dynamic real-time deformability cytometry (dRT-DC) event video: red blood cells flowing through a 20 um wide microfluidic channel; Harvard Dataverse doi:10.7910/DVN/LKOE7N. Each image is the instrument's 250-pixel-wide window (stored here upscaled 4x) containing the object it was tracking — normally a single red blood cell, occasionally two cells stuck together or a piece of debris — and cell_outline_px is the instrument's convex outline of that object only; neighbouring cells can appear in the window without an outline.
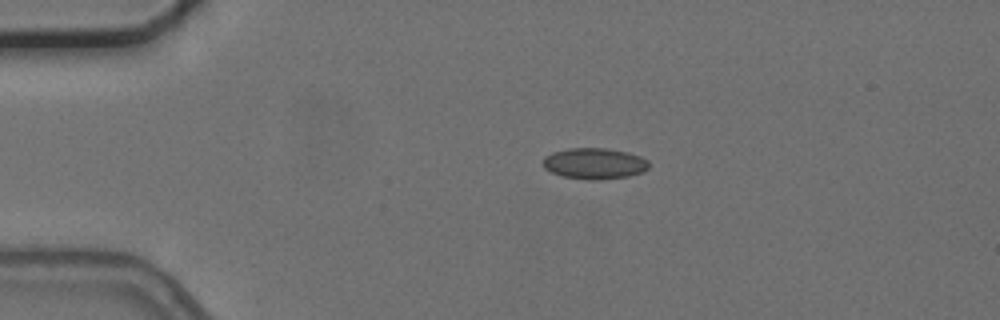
{"species": "common noctule bat (a hibernating species)", "species_latin": "Nyctalus noctula", "temperature_condition": "cold", "stored_images_in_passage": 44, "camera_frame_rate_fps": 3000, "um_per_image_px": 0.085, "animal": {"sex": "female", "body_mass_g": 24.6, "forearm_length_mm": 56.2}, "frame": {"image": 1, "passage_image": 1, "time_ms": 0.0, "image_size_px": [1000, 320], "cell_outline_px": [[648, 164], [640, 172], [624, 176], [568, 176], [556, 172], [548, 168], [544, 164], [544, 160], [548, 156], [556, 152], [580, 148], [596, 148], [620, 152], [636, 156], [644, 160]], "centroid_in_image_um": [50.51, 13.85], "position_along_channel_um": 34.5, "area_um2": 16.53}}
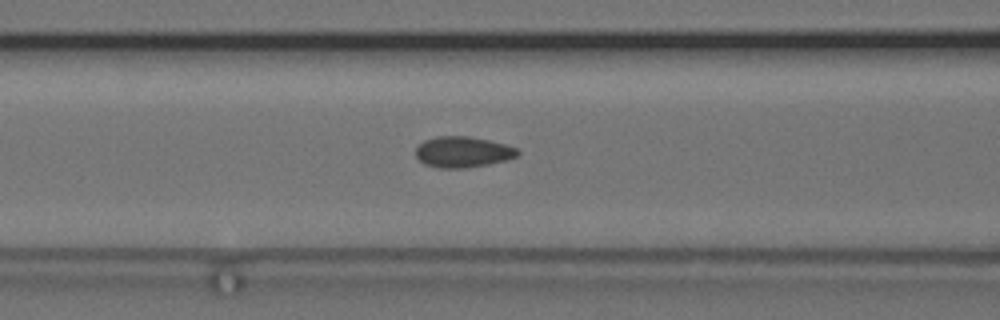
{"frame": {"image": 2, "passage_image": 12, "time_ms": 3.667, "image_size_px": [1000, 320], "cell_outline_px": [[516, 152], [512, 156], [500, 160], [480, 164], [432, 164], [420, 160], [416, 152], [416, 148], [420, 144], [428, 140], [452, 136], [484, 140], [516, 148]], "centroid_in_image_um": [39.3, 12.85], "position_along_channel_um": 127.3, "area_um2": 15.43}}
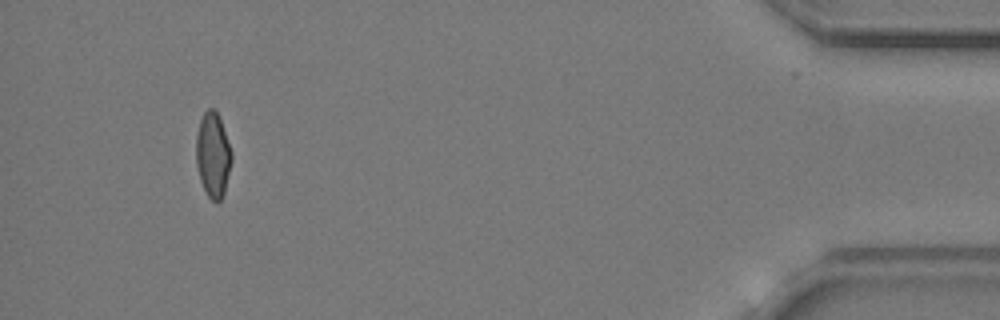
{"frame": {"image": 3, "passage_image": 41, "time_ms": 13.333, "image_size_px": [1000, 320], "cell_outline_px": [[228, 168], [224, 188], [220, 200], [212, 200], [208, 196], [204, 188], [200, 176], [196, 160], [196, 140], [200, 124], [204, 112], [212, 108], [216, 112], [220, 120], [228, 144]], "centroid_in_image_um": [18.04, 13.15], "position_along_channel_um": 417.2, "area_um2": 15.95}, "authors_computed_cell_mechanics": {"area_um2": 15.5771, "velocity_mm_per_s": 3.7288, "shape_relaxation_time_tau1_ms": null, "shape_relaxation_time_tau2_ms": 1.9241, "deformation_change_tau1": null, "deformation_change_tau2": 0.0651}}